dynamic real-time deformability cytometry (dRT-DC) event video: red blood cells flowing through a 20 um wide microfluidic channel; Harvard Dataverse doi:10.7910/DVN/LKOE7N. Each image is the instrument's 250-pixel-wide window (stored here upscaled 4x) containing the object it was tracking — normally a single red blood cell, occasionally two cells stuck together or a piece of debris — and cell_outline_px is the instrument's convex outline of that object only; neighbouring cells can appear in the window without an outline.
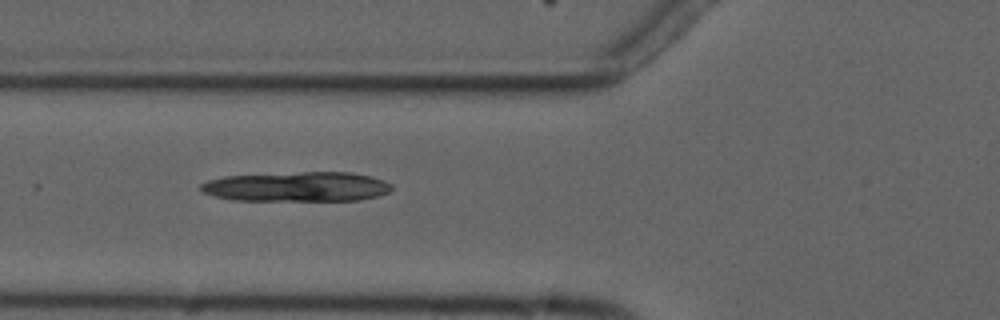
{"species": "common noctule bat (a hibernating species)", "species_latin": "Nyctalus noctula", "temperature_condition": "cold", "stored_images_in_passage": 5, "camera_frame_rate_fps": 3000, "um_per_image_px": 0.085, "animal": {"sex": "male", "forearm_length_mm": 52.5}, "frame": {"image": 1, "passage_image": 2, "time_ms": 1.0, "image_size_px": [1000, 320], "cell_outline_px": [[392, 188], [388, 192], [376, 196], [360, 200], [232, 200], [212, 196], [204, 192], [200, 188], [200, 184], [208, 180], [224, 176], [300, 172], [352, 172], [372, 176], [384, 180], [392, 184]], "centroid_in_image_um": [25.25, 15.86], "position_along_channel_um": 100.6, "area_um2": 33.12}}
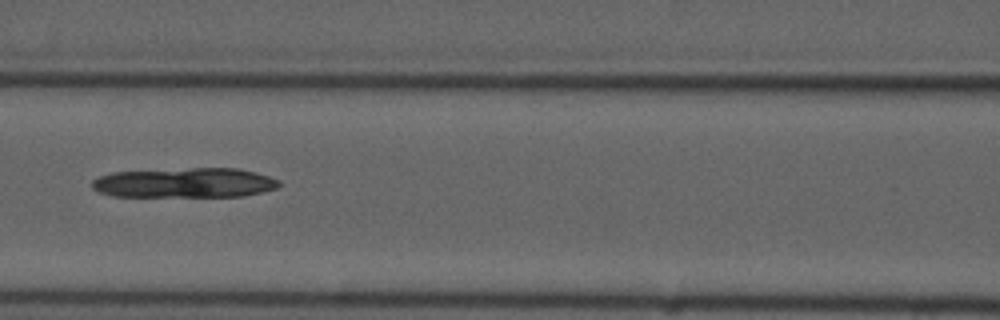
{"frame": {"image": 2, "passage_image": 3, "time_ms": 2.333, "image_size_px": [1000, 320], "cell_outline_px": [[280, 184], [276, 188], [244, 196], [112, 196], [100, 192], [92, 188], [92, 180], [100, 176], [112, 172], [192, 168], [240, 168], [256, 172], [280, 180]], "centroid_in_image_um": [15.71, 15.53], "position_along_channel_um": 150.9, "area_um2": 32.43}}
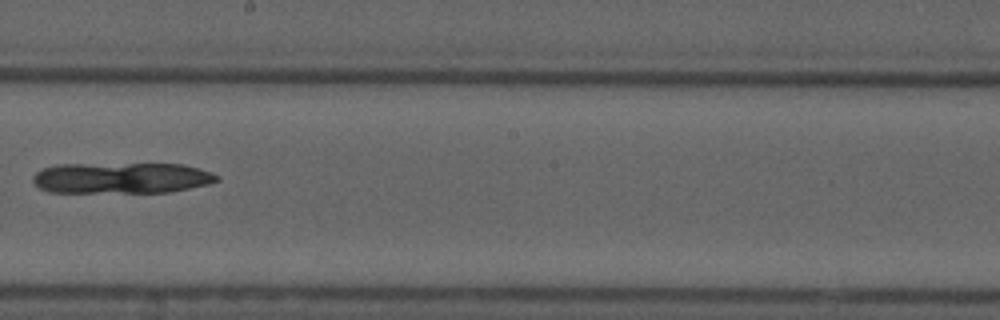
{"frame": {"image": 3, "passage_image": 5, "time_ms": 4.667, "image_size_px": [1000, 320], "cell_outline_px": [[220, 180], [208, 184], [168, 192], [48, 192], [40, 188], [32, 180], [32, 176], [36, 172], [44, 168], [60, 164], [184, 164], [212, 172], [220, 176]], "centroid_in_image_um": [10.34, 15.12], "position_along_channel_um": 237.9, "area_um2": 33.18}}